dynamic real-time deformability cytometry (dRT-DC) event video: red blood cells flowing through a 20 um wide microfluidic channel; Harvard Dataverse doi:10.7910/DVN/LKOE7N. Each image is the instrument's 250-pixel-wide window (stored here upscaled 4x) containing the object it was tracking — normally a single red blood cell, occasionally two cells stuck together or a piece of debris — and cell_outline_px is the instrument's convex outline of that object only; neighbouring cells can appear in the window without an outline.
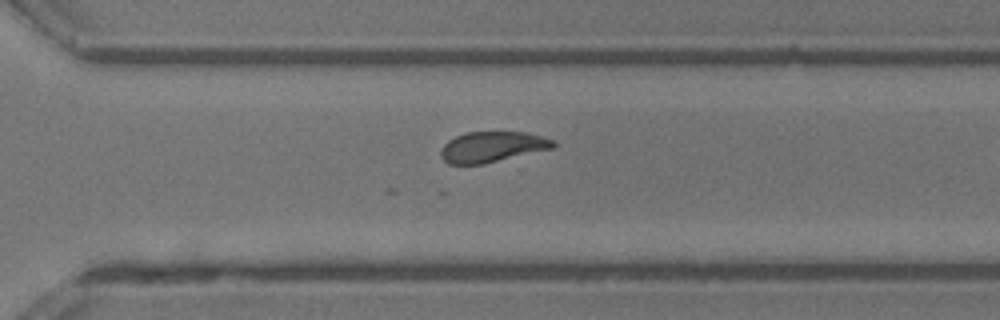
{"species": "common noctule bat (a hibernating species)", "species_latin": "Nyctalus noctula", "temperature_condition": "room temperature", "stored_images_in_passage": 28, "camera_frame_rate_fps": 3000, "um_per_image_px": 0.085, "animal": {"sex": "male", "body_mass_g": 13.3}, "frame": {"image": 1, "passage_image": 22, "time_ms": 7.0, "image_size_px": [1000, 320], "cell_outline_px": [[556, 148], [484, 164], [448, 164], [440, 156], [440, 152], [444, 144], [448, 140], [456, 136], [468, 132], [524, 132], [540, 136], [552, 140], [556, 144]], "centroid_in_image_um": [41.84, 12.49], "position_along_channel_um": 328.8, "area_um2": 20.11}}